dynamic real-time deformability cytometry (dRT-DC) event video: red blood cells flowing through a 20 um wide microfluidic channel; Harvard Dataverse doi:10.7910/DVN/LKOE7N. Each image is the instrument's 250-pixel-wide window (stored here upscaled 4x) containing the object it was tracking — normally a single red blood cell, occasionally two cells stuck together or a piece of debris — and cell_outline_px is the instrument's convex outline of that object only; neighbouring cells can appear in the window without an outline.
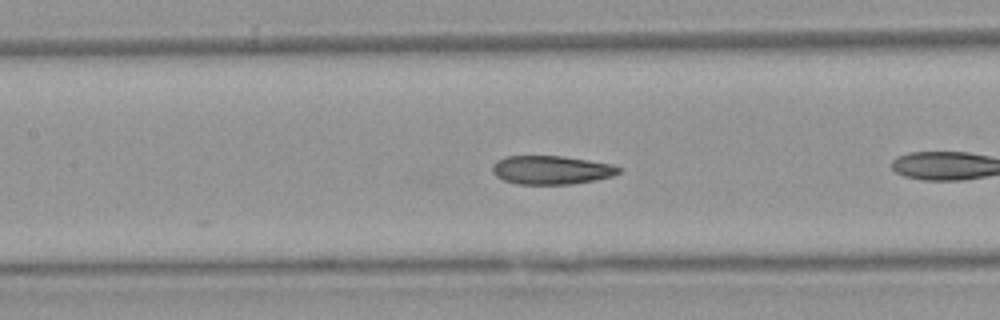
{"species": "Egyptian fruit bat (a non-hibernating species)", "species_latin": "Rousettus aegyptiacus", "temperature_condition": "warm", "stored_images_in_passage": 17, "camera_frame_rate_fps": 3000, "um_per_image_px": 0.085, "animal": {"sex": "female"}, "frame": {"image": 1, "passage_image": 7, "time_ms": 2.0, "image_size_px": [1000, 320], "cell_outline_px": [[620, 172], [612, 176], [572, 184], [516, 184], [504, 180], [496, 176], [492, 172], [492, 164], [496, 160], [504, 156], [564, 156], [612, 164], [620, 168]], "centroid_in_image_um": [46.81, 14.44], "position_along_channel_um": 160.6, "area_um2": 21.1}}
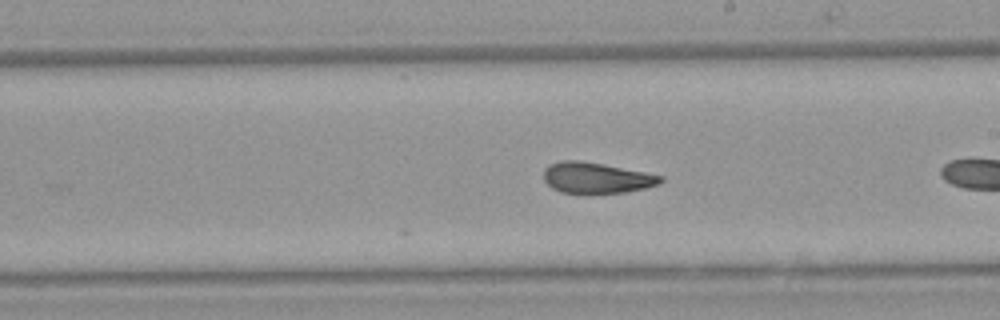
{"frame": {"image": 2, "passage_image": 13, "time_ms": 4.0, "image_size_px": [1000, 320], "cell_outline_px": [[664, 180], [660, 184], [628, 192], [560, 192], [552, 188], [544, 180], [544, 168], [548, 164], [560, 160], [580, 160], [604, 164], [664, 176]], "centroid_in_image_um": [50.69, 15.09], "position_along_channel_um": 238.3, "area_um2": 20.92}, "authors_computed_cell_mechanics": {"area_um2": 21.5594, "velocity_mm_per_s": 3.8963, "shape_relaxation_time_tau1_ms": 5.8283, "shape_relaxation_time_tau2_ms": null, "deformation_change_tau1": 0.1471, "deformation_change_tau2": null}}